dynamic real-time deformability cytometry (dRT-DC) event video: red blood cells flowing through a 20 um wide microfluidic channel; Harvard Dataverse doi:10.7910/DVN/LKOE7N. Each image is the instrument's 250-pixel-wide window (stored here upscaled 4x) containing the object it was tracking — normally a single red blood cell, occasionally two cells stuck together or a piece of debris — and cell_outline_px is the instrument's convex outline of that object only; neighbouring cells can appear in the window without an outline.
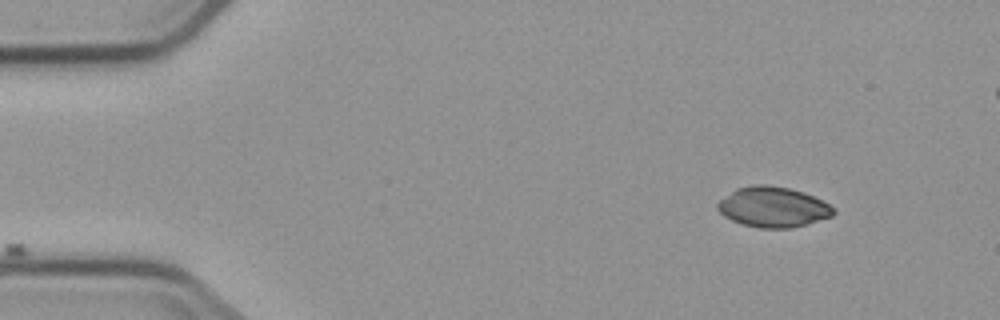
{"species": "common noctule bat (a hibernating species)", "species_latin": "Nyctalus noctula", "temperature_condition": "cold", "stored_images_in_passage": 4, "camera_frame_rate_fps": 3000, "um_per_image_px": 0.085, "animal": {"sex": "male", "body_mass_g": 23.1, "forearm_length_mm": 52.7}, "frame": {"image": 1, "passage_image": 1, "time_ms": 0.0, "image_size_px": [1000, 320], "cell_outline_px": [[836, 212], [832, 216], [804, 224], [788, 228], [760, 228], [744, 224], [732, 220], [724, 216], [716, 208], [716, 204], [720, 200], [736, 188], [752, 184], [768, 184], [788, 188], [804, 192], [828, 204]], "centroid_in_image_um": [65.66, 17.58], "position_along_channel_um": 19.3, "area_um2": 26.93}}